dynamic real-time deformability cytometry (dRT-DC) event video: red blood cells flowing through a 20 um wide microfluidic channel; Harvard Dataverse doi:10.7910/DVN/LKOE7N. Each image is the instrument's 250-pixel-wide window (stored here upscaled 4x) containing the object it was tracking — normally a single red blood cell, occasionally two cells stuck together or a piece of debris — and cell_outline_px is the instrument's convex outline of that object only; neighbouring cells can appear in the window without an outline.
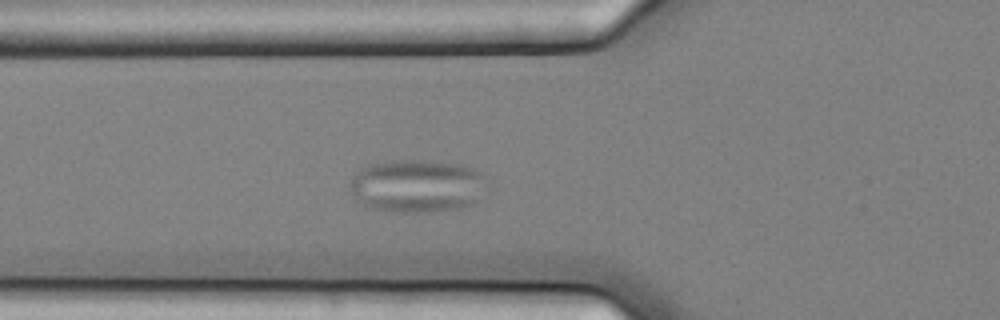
{"species": "common noctule bat (a hibernating species)", "species_latin": "Nyctalus noctula", "temperature_condition": "cold", "stored_images_in_passage": 52, "camera_frame_rate_fps": 3000, "um_per_image_px": 0.085, "animal": {"sex": "female", "body_mass_g": 25.1}, "frame": {"image": 1, "passage_image": 16, "time_ms": 5.0, "image_size_px": [1000, 320], "cell_outline_px": [[484, 176], [480, 200], [472, 204], [460, 208], [428, 212], [392, 212], [364, 208], [356, 200], [348, 188], [348, 184], [352, 176], [360, 168], [368, 164], [392, 160], [424, 160], [456, 164], [472, 168], [480, 172]], "centroid_in_image_um": [35.34, 15.82], "position_along_channel_um": 90.5, "area_um2": 42.83}}